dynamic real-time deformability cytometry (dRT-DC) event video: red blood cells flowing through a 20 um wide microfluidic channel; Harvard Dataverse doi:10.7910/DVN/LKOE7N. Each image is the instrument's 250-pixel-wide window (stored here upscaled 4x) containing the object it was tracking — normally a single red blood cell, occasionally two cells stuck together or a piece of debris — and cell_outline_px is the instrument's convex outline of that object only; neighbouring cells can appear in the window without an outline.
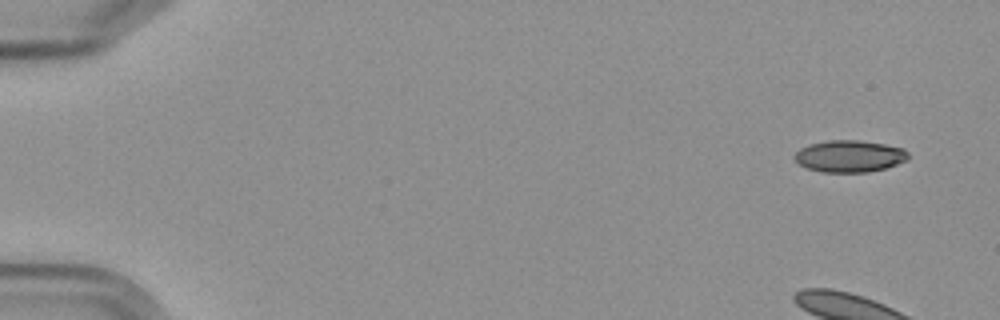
{"species": "Egyptian fruit bat (a non-hibernating species)", "species_latin": "Rousettus aegyptiacus", "temperature_condition": "cold", "stored_images_in_passage": 8, "camera_frame_rate_fps": 3000, "um_per_image_px": 0.085, "frame": {"image": 1, "passage_image": 1, "time_ms": 0.0, "image_size_px": [1000, 320], "cell_outline_px": [[908, 160], [884, 168], [868, 172], [820, 172], [808, 168], [800, 164], [792, 156], [800, 148], [812, 144], [828, 140], [860, 140], [884, 144], [904, 148], [908, 152]], "centroid_in_image_um": [72.22, 13.27], "position_along_channel_um": 12.8, "area_um2": 21.04}}
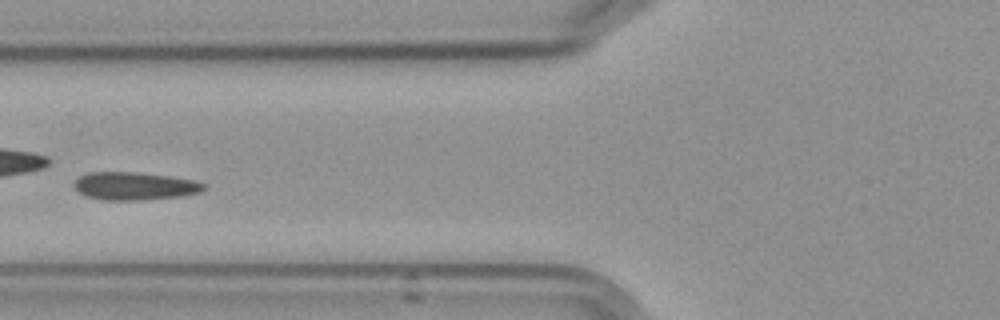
{"frame": {"image": 2, "passage_image": 7, "time_ms": 7.0, "image_size_px": [1000, 320], "cell_outline_px": [[208, 188], [200, 192], [184, 196], [140, 200], [104, 200], [88, 196], [80, 192], [72, 184], [80, 176], [88, 172], [136, 172], [168, 176], [192, 180], [204, 184]], "centroid_in_image_um": [11.46, 15.81], "position_along_channel_um": 114.3, "area_um2": 20.98}}
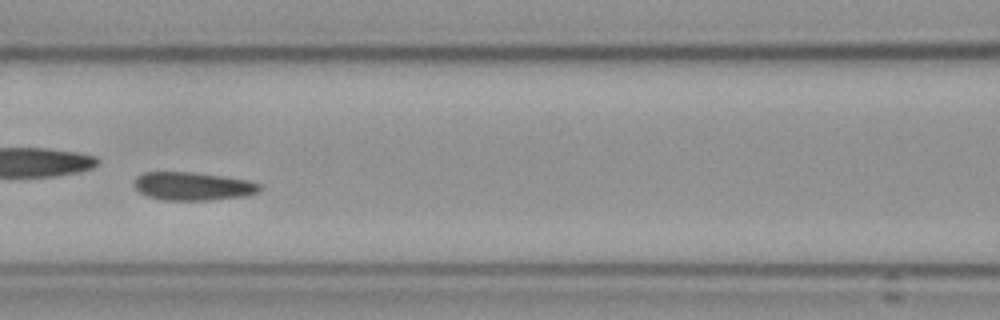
{"frame": {"image": 3, "passage_image": 8, "time_ms": 8.0, "image_size_px": [1000, 320], "cell_outline_px": [[264, 188], [260, 192], [248, 196], [208, 200], [164, 200], [148, 196], [140, 192], [132, 184], [132, 180], [136, 176], [144, 172], [192, 172], [224, 176], [248, 180], [264, 184]], "centroid_in_image_um": [16.45, 15.82], "position_along_channel_um": 150.2, "area_um2": 21.1}}